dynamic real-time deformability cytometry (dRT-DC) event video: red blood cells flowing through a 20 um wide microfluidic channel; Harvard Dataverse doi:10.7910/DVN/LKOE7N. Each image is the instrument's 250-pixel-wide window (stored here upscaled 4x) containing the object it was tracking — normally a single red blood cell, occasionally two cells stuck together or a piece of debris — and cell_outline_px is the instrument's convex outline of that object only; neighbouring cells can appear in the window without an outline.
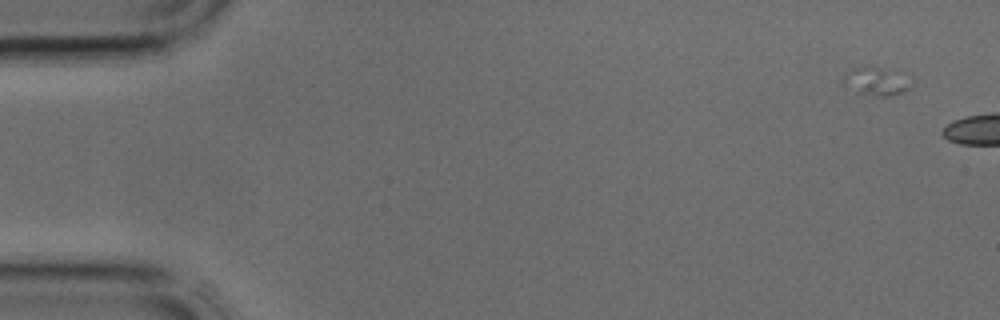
{"species": "common noctule bat (a hibernating species)", "species_latin": "Nyctalus noctula", "temperature_condition": "cold", "stored_images_in_passage": 4, "camera_frame_rate_fps": 3000, "um_per_image_px": 0.085, "animal": {"sex": "male", "body_mass_g": 17.9, "forearm_length_mm": 54.2}, "frame": {"image": 1, "passage_image": 1, "time_ms": 0.0, "image_size_px": [1000, 320], "cell_outline_px": [[912, 88], [904, 92], [888, 96], [856, 96], [844, 88], [840, 80], [852, 68], [868, 64], [912, 76]], "centroid_in_image_um": [74.43, 6.93], "position_along_channel_um": 10.6, "area_um2": 12.37}}